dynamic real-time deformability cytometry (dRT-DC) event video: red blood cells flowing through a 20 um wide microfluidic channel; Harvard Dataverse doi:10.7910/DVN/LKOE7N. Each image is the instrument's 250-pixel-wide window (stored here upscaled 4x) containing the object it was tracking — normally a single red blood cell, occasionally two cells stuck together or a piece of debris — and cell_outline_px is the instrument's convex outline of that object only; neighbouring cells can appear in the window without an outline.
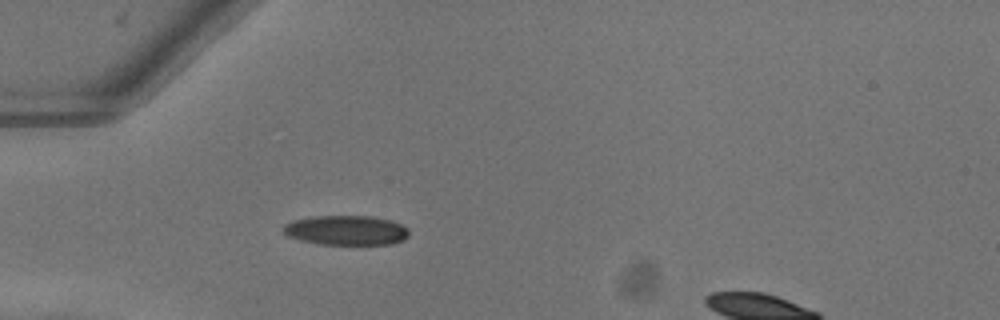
{"species": "common noctule bat (a hibernating species)", "species_latin": "Nyctalus noctula", "temperature_condition": "warm", "stored_images_in_passage": 50, "camera_frame_rate_fps": 3000, "um_per_image_px": 0.085, "animal": {"sex": "female"}, "frame": {"image": 1, "passage_image": 16, "time_ms": 5.0, "image_size_px": [1000, 320], "cell_outline_px": [[408, 236], [404, 240], [392, 244], [320, 244], [300, 240], [288, 236], [280, 232], [280, 228], [284, 224], [292, 220], [312, 216], [372, 216], [392, 220], [408, 228]], "centroid_in_image_um": [29.38, 19.57], "position_along_channel_um": 55.6, "area_um2": 22.02}}
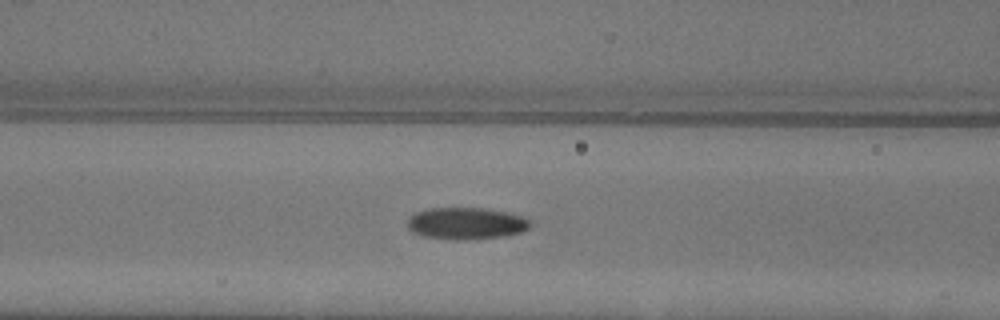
{"frame": {"image": 2, "passage_image": 22, "time_ms": 7.0, "image_size_px": [1000, 320], "cell_outline_px": [[528, 228], [520, 232], [504, 236], [456, 240], [428, 236], [412, 232], [408, 228], [408, 216], [416, 212], [432, 208], [484, 208], [504, 212], [520, 216], [528, 220]], "centroid_in_image_um": [39.57, 18.98], "position_along_channel_um": 127.0, "area_um2": 22.25}}
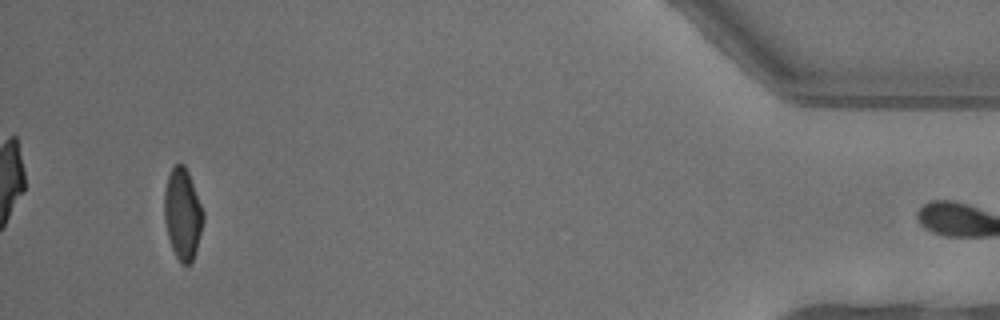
{"frame": {"image": 3, "passage_image": 49, "time_ms": 16.0, "image_size_px": [1000, 320], "cell_outline_px": [[204, 220], [196, 248], [192, 260], [188, 264], [180, 264], [172, 248], [168, 236], [164, 220], [164, 192], [168, 176], [172, 168], [180, 160], [184, 164], [188, 172], [204, 212]], "centroid_in_image_um": [15.51, 18.16], "position_along_channel_um": 419.7, "area_um2": 20.58}}